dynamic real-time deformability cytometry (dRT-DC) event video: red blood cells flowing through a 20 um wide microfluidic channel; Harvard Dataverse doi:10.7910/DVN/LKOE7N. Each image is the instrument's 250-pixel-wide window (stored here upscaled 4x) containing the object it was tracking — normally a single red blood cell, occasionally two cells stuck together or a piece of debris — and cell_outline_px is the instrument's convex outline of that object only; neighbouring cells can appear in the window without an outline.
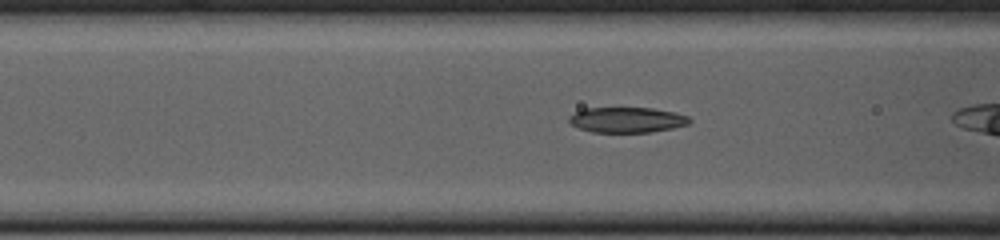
{"species": "common noctule bat (a hibernating species)", "species_latin": "Nyctalus noctula", "temperature_condition": "cold", "stored_images_in_passage": 26, "camera_frame_rate_fps": 3000, "um_per_image_px": 0.085, "animal": {"sex": "female", "body_mass_g": 23.0, "forearm_length_mm": 53.4}, "frame": {"image": 1, "passage_image": 5, "time_ms": 1.333, "image_size_px": [1000, 240], "cell_outline_px": [[692, 120], [688, 124], [672, 128], [648, 132], [592, 132], [580, 128], [572, 124], [568, 120], [568, 116], [584, 108], [652, 108], [676, 112], [688, 116]], "centroid_in_image_um": [53.3, 10.18], "position_along_channel_um": 113.3, "area_um2": 17.74}}
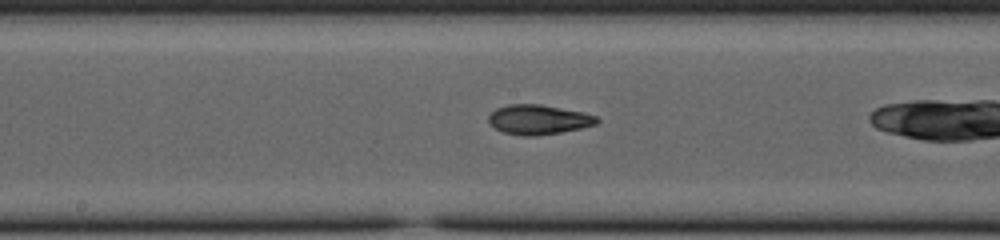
{"frame": {"image": 2, "passage_image": 12, "time_ms": 3.667, "image_size_px": [1000, 240], "cell_outline_px": [[600, 120], [596, 124], [580, 128], [560, 132], [532, 136], [524, 136], [504, 132], [488, 124], [488, 116], [496, 108], [508, 104], [540, 104], [584, 112], [596, 116]], "centroid_in_image_um": [45.75, 10.15], "position_along_channel_um": 202.4, "area_um2": 18.67}}
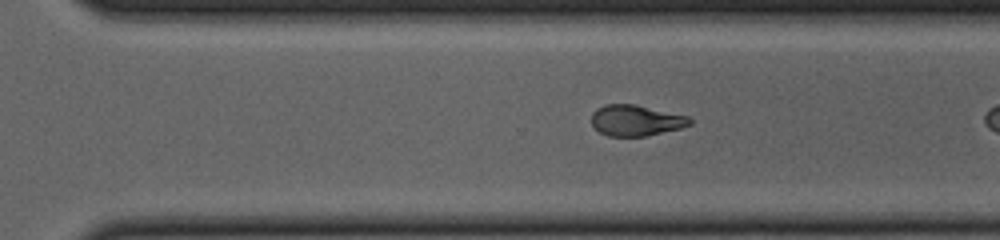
{"frame": {"image": 3, "passage_image": 21, "time_ms": 6.667, "image_size_px": [1000, 240], "cell_outline_px": [[692, 124], [680, 128], [644, 136], [608, 136], [600, 132], [592, 124], [592, 112], [596, 108], [604, 104], [636, 104], [688, 116], [692, 120]], "centroid_in_image_um": [54.04, 10.22], "position_along_channel_um": 316.6, "area_um2": 17.69}}